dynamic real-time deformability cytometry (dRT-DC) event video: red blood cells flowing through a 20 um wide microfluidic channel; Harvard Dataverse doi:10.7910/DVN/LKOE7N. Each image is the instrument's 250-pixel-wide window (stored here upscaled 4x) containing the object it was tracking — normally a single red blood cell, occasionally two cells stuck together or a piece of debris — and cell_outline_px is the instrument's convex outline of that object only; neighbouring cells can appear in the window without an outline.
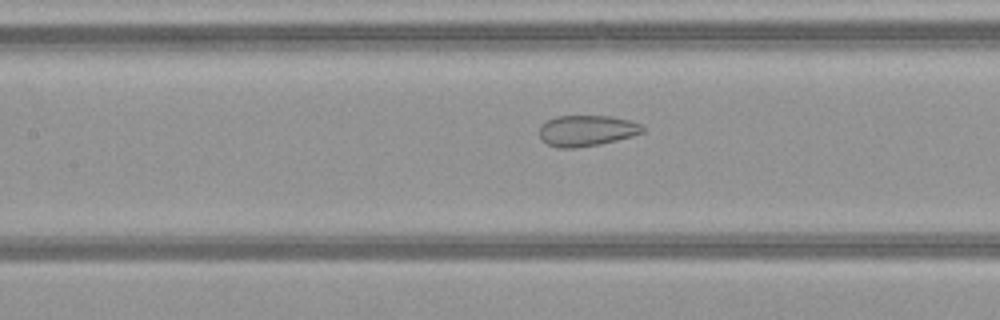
{"species": "common noctule bat (a hibernating species)", "species_latin": "Nyctalus noctula", "temperature_condition": "warm", "stored_images_in_passage": 38, "camera_frame_rate_fps": 3000, "um_per_image_px": 0.085, "animal": {"sex": "female", "body_mass_g": 21.9}, "frame": {"image": 1, "passage_image": 17, "time_ms": 5.333, "image_size_px": [1000, 320], "cell_outline_px": [[644, 132], [632, 136], [600, 144], [576, 148], [556, 148], [540, 140], [540, 124], [556, 116], [612, 116], [628, 120], [640, 124], [644, 128]], "centroid_in_image_um": [49.84, 11.11], "position_along_channel_um": 157.6, "area_um2": 18.67}}
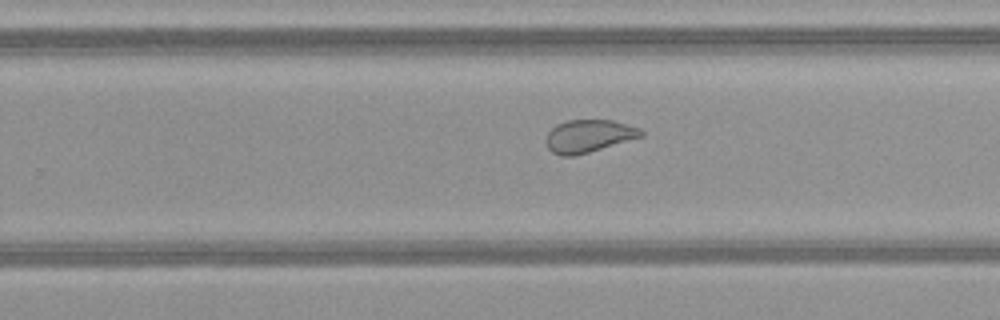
{"frame": {"image": 2, "passage_image": 26, "time_ms": 8.333, "image_size_px": [1000, 320], "cell_outline_px": [[644, 136], [588, 152], [572, 156], [560, 156], [552, 152], [548, 148], [548, 132], [556, 124], [568, 120], [612, 120], [640, 128], [644, 132]], "centroid_in_image_um": [50.06, 11.55], "position_along_channel_um": 279.7, "area_um2": 17.86}}
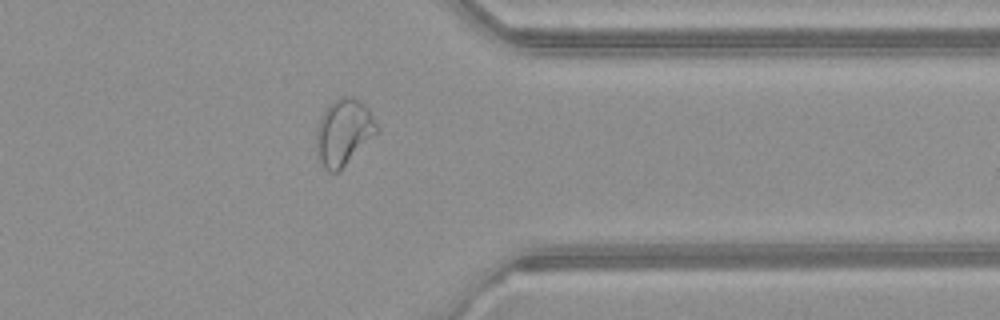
{"frame": {"image": 3, "passage_image": 34, "time_ms": 11.0, "image_size_px": [1000, 320], "cell_outline_px": [[380, 128], [340, 172], [328, 172], [324, 168], [316, 156], [316, 128], [320, 116], [332, 100], [340, 96], [352, 96], [360, 100], [368, 108]], "centroid_in_image_um": [29.18, 11.23], "position_along_channel_um": 382.2, "area_um2": 23.76}}